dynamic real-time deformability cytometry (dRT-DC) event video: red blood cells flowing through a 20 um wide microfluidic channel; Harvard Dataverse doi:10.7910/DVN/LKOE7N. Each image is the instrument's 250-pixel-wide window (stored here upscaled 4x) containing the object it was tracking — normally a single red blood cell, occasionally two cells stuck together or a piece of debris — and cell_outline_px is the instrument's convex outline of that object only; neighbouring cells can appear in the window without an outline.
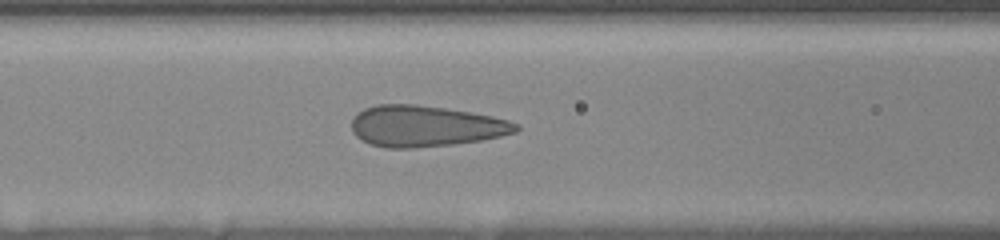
{"species": "human", "species_latin": "Homo sapiens", "temperature_condition": "room temperature", "stored_images_in_passage": 34, "camera_frame_rate_fps": 3000, "um_per_image_px": 0.085, "donor": {"sex": "female"}, "frame": {"image": 1, "passage_image": 13, "time_ms": 7.333, "image_size_px": [1000, 240], "cell_outline_px": [[520, 128], [516, 132], [500, 136], [480, 140], [452, 144], [412, 148], [384, 148], [360, 140], [352, 132], [352, 116], [356, 112], [364, 108], [376, 104], [416, 104], [444, 108], [492, 116], [508, 120], [520, 124]], "centroid_in_image_um": [36.11, 10.71], "position_along_channel_um": 130.5, "area_um2": 39.48}}
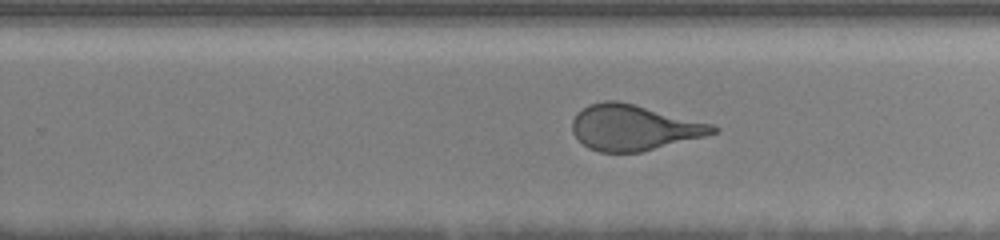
{"frame": {"image": 2, "passage_image": 21, "time_ms": 11.333, "image_size_px": [1000, 240], "cell_outline_px": [[720, 128], [716, 132], [704, 136], [640, 152], [600, 152], [588, 148], [572, 132], [572, 120], [576, 112], [588, 104], [604, 100], [616, 100], [712, 124]], "centroid_in_image_um": [53.81, 10.84], "position_along_channel_um": 276.0, "area_um2": 36.93}}
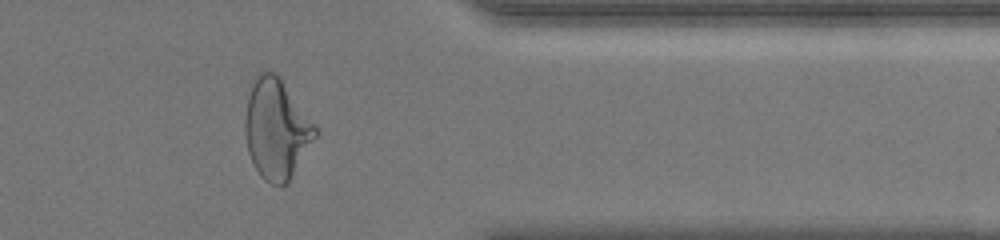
{"frame": {"image": 3, "passage_image": 30, "time_ms": 14.667, "image_size_px": [1000, 240], "cell_outline_px": [[316, 136], [288, 180], [284, 184], [272, 184], [264, 180], [260, 176], [248, 152], [244, 132], [244, 120], [248, 96], [256, 76], [260, 72], [276, 72], [280, 76], [316, 124]], "centroid_in_image_um": [23.48, 10.91], "position_along_channel_um": 387.9, "area_um2": 40.46}, "authors_computed_cell_mechanics": {"area_um2": 40.0843, "velocity_mm_per_s": 3.6313, "shape_relaxation_time_tau1_ms": 5.0799, "shape_relaxation_time_tau2_ms": null, "deformation_change_tau1": 0.1827, "deformation_change_tau2": null}}